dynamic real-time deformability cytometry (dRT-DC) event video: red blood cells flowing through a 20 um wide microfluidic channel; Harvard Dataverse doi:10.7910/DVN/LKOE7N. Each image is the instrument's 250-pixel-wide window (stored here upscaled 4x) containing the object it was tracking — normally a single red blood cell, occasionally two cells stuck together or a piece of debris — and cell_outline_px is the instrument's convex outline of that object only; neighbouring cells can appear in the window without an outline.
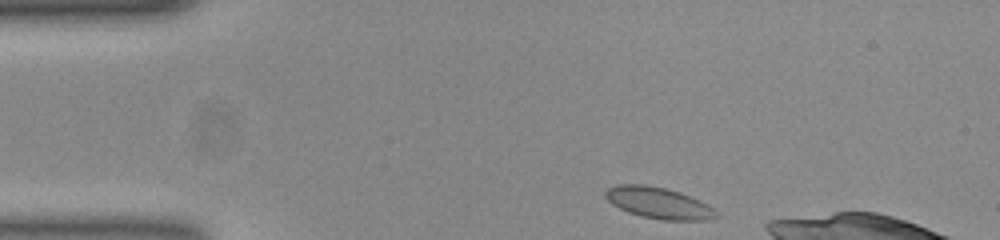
{"species": "common noctule bat (a hibernating species)", "species_latin": "Nyctalus noctula", "temperature_condition": "room temperature", "stored_images_in_passage": 34, "camera_frame_rate_fps": 3000, "um_per_image_px": 0.085, "animal": {"sex": "female", "body_mass_g": 23.0, "forearm_length_mm": 53.4}, "frame": {"image": 1, "passage_image": 1, "time_ms": 0.0, "image_size_px": [1000, 240], "cell_outline_px": [[716, 216], [704, 220], [664, 220], [644, 216], [628, 212], [612, 204], [604, 196], [604, 192], [608, 188], [620, 184], [644, 184], [664, 188], [688, 196], [712, 208], [716, 212]], "centroid_in_image_um": [55.89, 17.24], "position_along_channel_um": 29.1, "area_um2": 19.54}}
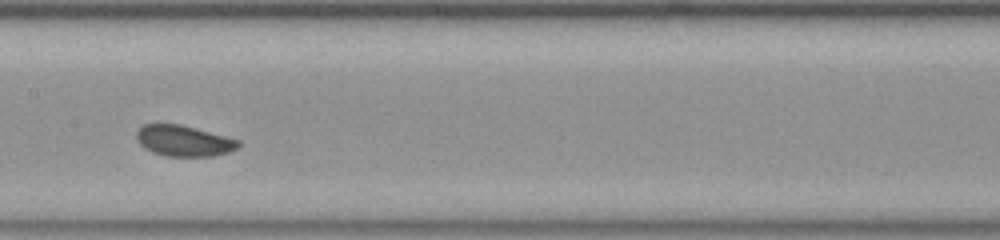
{"frame": {"image": 2, "passage_image": 18, "time_ms": 5.667, "image_size_px": [1000, 240], "cell_outline_px": [[240, 144], [236, 148], [228, 152], [212, 156], [164, 156], [152, 152], [144, 148], [140, 144], [136, 136], [136, 132], [144, 124], [180, 124], [240, 140]], "centroid_in_image_um": [15.6, 11.97], "position_along_channel_um": 191.8, "area_um2": 18.21}}
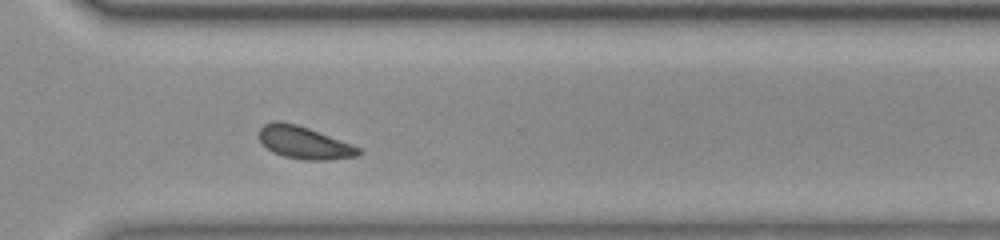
{"frame": {"image": 3, "passage_image": 30, "time_ms": 9.667, "image_size_px": [1000, 240], "cell_outline_px": [[364, 152], [356, 156], [328, 160], [304, 160], [284, 156], [272, 152], [260, 140], [260, 128], [264, 124], [272, 120], [276, 120], [296, 124], [308, 128], [352, 144], [360, 148]], "centroid_in_image_um": [25.87, 12.12], "position_along_channel_um": 344.7, "area_um2": 18.73}, "authors_computed_cell_mechanics": {"area_um2": 18.5249, "velocity_mm_per_s": 3.8303, "shape_relaxation_time_tau1_ms": 1.3185, "shape_relaxation_time_tau2_ms": null, "deformation_change_tau1": 0.0418, "deformation_change_tau2": null}}